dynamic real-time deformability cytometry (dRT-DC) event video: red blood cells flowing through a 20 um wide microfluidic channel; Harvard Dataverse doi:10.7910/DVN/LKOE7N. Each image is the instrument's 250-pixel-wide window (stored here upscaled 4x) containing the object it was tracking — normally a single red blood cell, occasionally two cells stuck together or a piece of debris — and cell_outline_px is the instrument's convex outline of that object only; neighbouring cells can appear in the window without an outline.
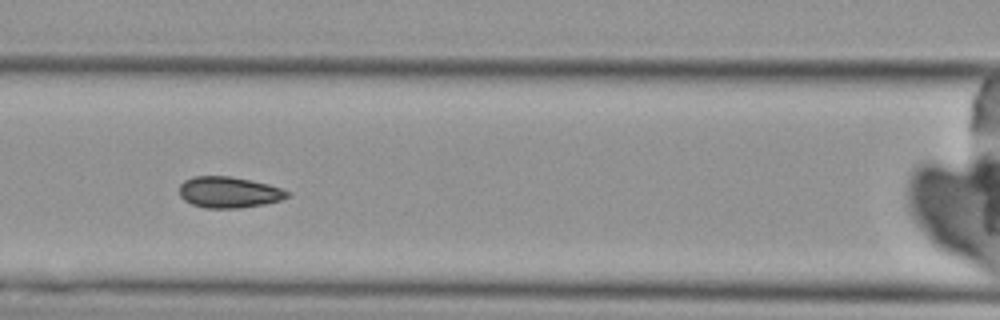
{"species": "Egyptian fruit bat (a non-hibernating species)", "species_latin": "Rousettus aegyptiacus", "temperature_condition": "cold", "stored_images_in_passage": 8, "camera_frame_rate_fps": 3000, "um_per_image_px": 0.085, "animal": {"sex": "female"}, "frame": {"image": 1, "passage_image": 4, "time_ms": 3.333, "image_size_px": [1000, 320], "cell_outline_px": [[292, 192], [288, 196], [280, 200], [264, 204], [240, 208], [204, 208], [192, 204], [184, 200], [180, 196], [180, 184], [184, 180], [192, 176], [228, 176], [268, 184]], "centroid_in_image_um": [19.43, 16.34], "position_along_channel_um": 147.2, "area_um2": 19.54}}
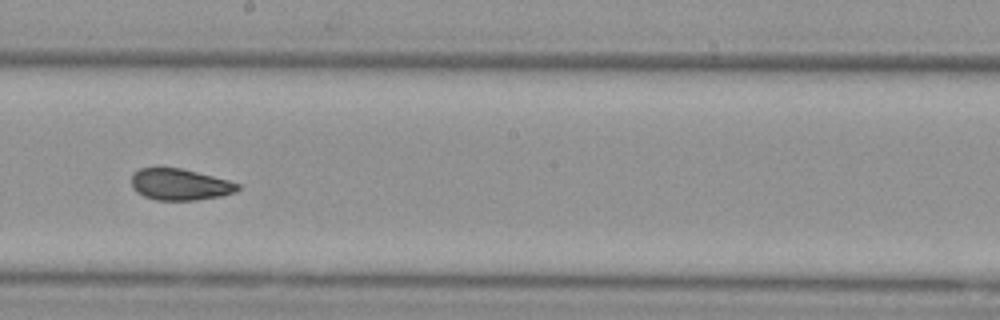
{"frame": {"image": 2, "passage_image": 6, "time_ms": 5.667, "image_size_px": [1000, 320], "cell_outline_px": [[240, 188], [236, 192], [220, 196], [196, 200], [156, 200], [144, 196], [136, 192], [132, 188], [132, 176], [140, 168], [180, 168], [228, 180], [240, 184]], "centroid_in_image_um": [15.3, 15.69], "position_along_channel_um": 232.9, "area_um2": 19.31}}
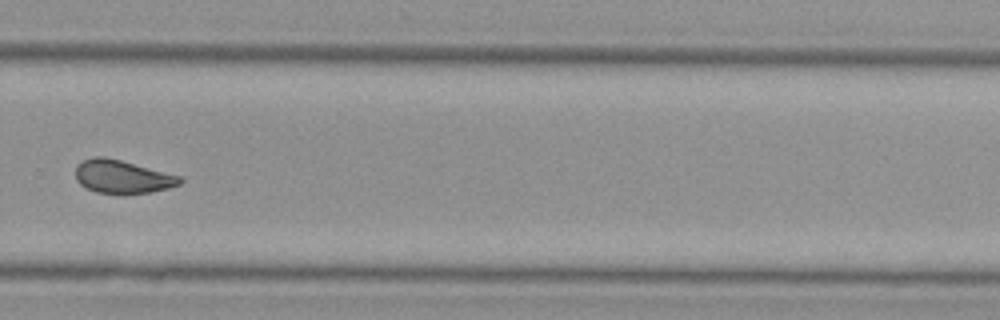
{"frame": {"image": 3, "passage_image": 8, "time_ms": 8.0, "image_size_px": [1000, 320], "cell_outline_px": [[184, 180], [180, 184], [168, 188], [148, 192], [96, 192], [80, 184], [76, 180], [76, 164], [92, 156], [104, 156], [120, 160], [180, 176]], "centroid_in_image_um": [10.37, 14.99], "position_along_channel_um": 319.4, "area_um2": 19.71}}